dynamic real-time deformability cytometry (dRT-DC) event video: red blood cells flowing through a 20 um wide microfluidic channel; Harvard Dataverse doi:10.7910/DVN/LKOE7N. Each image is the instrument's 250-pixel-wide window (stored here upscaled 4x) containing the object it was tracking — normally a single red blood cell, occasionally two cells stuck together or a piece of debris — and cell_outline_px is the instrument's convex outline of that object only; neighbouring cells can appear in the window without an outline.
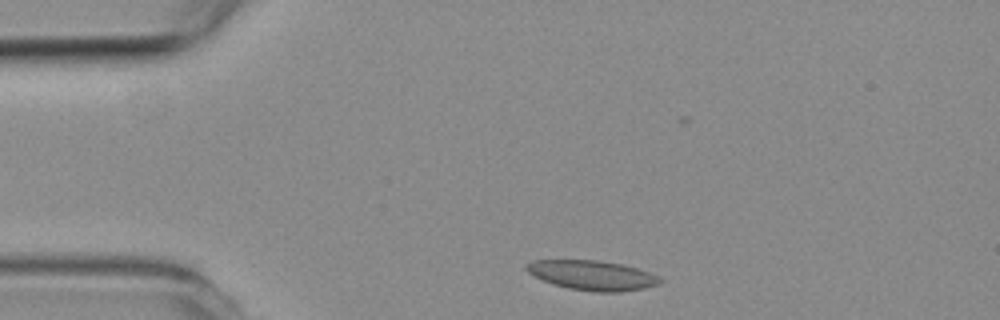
{"species": "common noctule bat (a hibernating species)", "species_latin": "Nyctalus noctula", "temperature_condition": "room temperature", "stored_images_in_passage": 7, "camera_frame_rate_fps": 3000, "um_per_image_px": 0.085, "animal": {"sex": "female", "body_mass_g": 19.3, "forearm_length_mm": 54.1}, "frame": {"image": 1, "passage_image": 2, "time_ms": 2.333, "image_size_px": [1000, 320], "cell_outline_px": [[664, 280], [660, 284], [644, 288], [620, 292], [592, 292], [568, 288], [552, 284], [528, 272], [524, 268], [524, 264], [532, 260], [596, 260], [620, 264], [636, 268], [648, 272]], "centroid_in_image_um": [50.32, 23.4], "position_along_channel_um": 34.7, "area_um2": 23.06}}
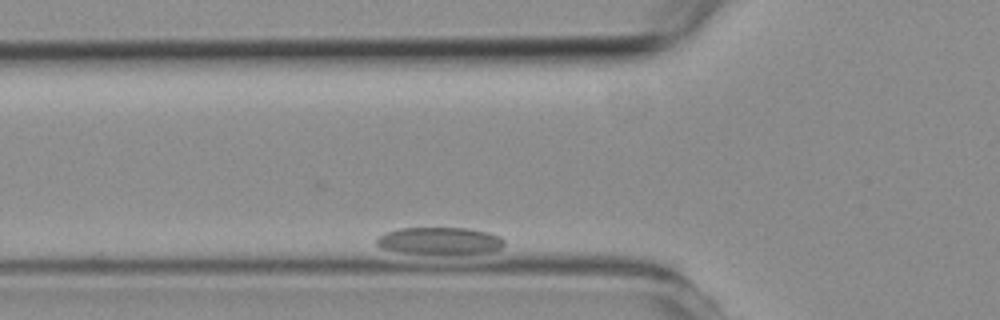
{"frame": {"image": 2, "passage_image": 5, "time_ms": 5.667, "image_size_px": [1000, 320], "cell_outline_px": [[504, 244], [500, 248], [492, 252], [404, 252], [380, 248], [376, 244], [376, 236], [384, 232], [396, 228], [468, 228], [488, 232], [500, 236], [504, 240]], "centroid_in_image_um": [37.33, 20.43], "position_along_channel_um": 88.5, "area_um2": 19.77}}
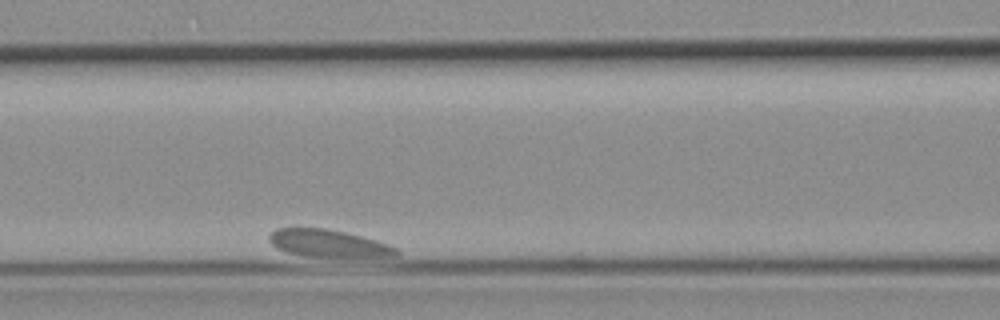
{"frame": {"image": 3, "passage_image": 7, "time_ms": 8.0, "image_size_px": [1000, 320], "cell_outline_px": [[400, 252], [396, 256], [304, 256], [284, 252], [276, 248], [268, 240], [268, 236], [276, 228], [328, 228], [348, 232], [364, 236], [388, 244], [396, 248]], "centroid_in_image_um": [27.87, 20.67], "position_along_channel_um": 138.7, "area_um2": 20.35}}